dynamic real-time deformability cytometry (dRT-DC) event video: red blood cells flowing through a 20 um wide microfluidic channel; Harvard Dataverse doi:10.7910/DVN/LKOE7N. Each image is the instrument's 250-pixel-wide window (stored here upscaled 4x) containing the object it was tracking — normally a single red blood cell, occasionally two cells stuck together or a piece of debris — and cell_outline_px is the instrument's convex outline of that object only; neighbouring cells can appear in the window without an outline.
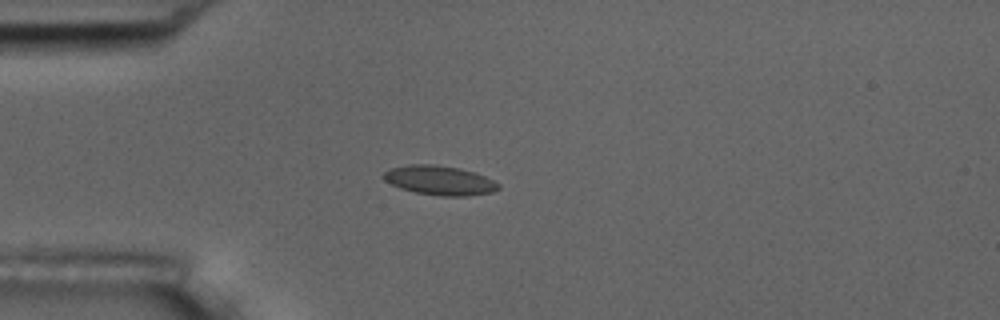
{"species": "common noctule bat (a hibernating species)", "species_latin": "Nyctalus noctula", "temperature_condition": "room temperature", "stored_images_in_passage": 3, "camera_frame_rate_fps": 3000, "um_per_image_px": 0.085, "animal": {"sex": "male", "body_mass_g": 17.5, "forearm_length_mm": 52.3}, "frame": {"image": 1, "passage_image": 3, "time_ms": 3.0, "image_size_px": [1000, 320], "cell_outline_px": [[500, 188], [492, 192], [468, 196], [440, 196], [416, 192], [400, 188], [384, 180], [384, 172], [388, 168], [408, 164], [436, 164], [460, 168], [476, 172], [500, 184]], "centroid_in_image_um": [37.37, 15.32], "position_along_channel_um": 47.6, "area_um2": 19.77}}